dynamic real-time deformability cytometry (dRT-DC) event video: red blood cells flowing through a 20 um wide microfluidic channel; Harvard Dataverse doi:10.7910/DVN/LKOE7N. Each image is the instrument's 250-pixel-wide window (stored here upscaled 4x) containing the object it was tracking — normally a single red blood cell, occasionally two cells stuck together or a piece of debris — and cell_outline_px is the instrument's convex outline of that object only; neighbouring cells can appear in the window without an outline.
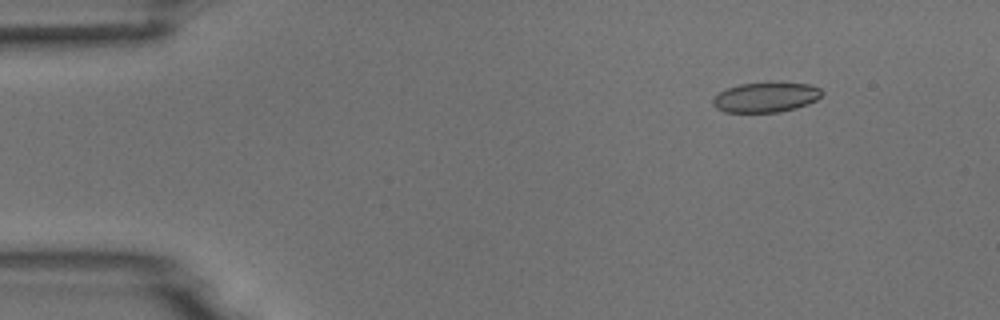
{"species": "common noctule bat (a hibernating species)", "species_latin": "Nyctalus noctula", "temperature_condition": "room temperature", "stored_images_in_passage": 5, "camera_frame_rate_fps": 3000, "um_per_image_px": 0.085, "animal": {"sex": "male", "body_mass_g": 18.8}, "frame": {"image": 1, "passage_image": 2, "time_ms": 1.0, "image_size_px": [1000, 320], "cell_outline_px": [[824, 92], [816, 100], [808, 104], [796, 108], [780, 112], [724, 112], [716, 108], [712, 104], [712, 100], [720, 92], [728, 88], [740, 84], [772, 80], [776, 80], [812, 84], [820, 88]], "centroid_in_image_um": [65.15, 8.22], "position_along_channel_um": 19.9, "area_um2": 19.71}}
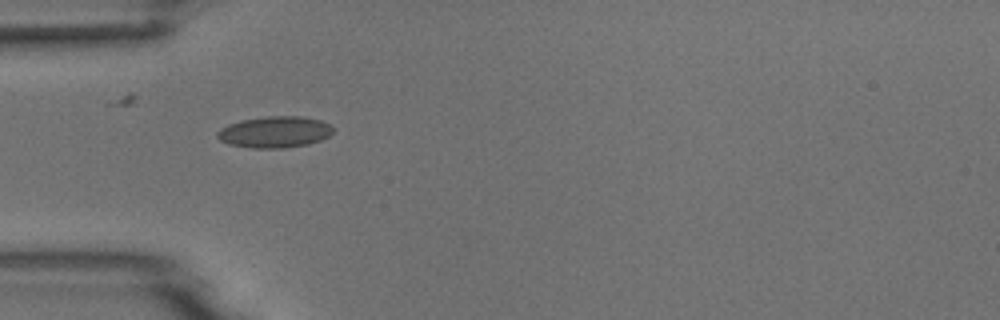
{"frame": {"image": 2, "passage_image": 4, "time_ms": 4.333, "image_size_px": [1000, 320], "cell_outline_px": [[332, 132], [328, 136], [320, 140], [308, 144], [284, 148], [252, 148], [228, 144], [220, 140], [216, 136], [216, 132], [220, 128], [228, 124], [240, 120], [268, 116], [300, 116], [320, 120], [328, 124], [332, 128]], "centroid_in_image_um": [23.3, 11.22], "position_along_channel_um": 61.7, "area_um2": 21.15}}